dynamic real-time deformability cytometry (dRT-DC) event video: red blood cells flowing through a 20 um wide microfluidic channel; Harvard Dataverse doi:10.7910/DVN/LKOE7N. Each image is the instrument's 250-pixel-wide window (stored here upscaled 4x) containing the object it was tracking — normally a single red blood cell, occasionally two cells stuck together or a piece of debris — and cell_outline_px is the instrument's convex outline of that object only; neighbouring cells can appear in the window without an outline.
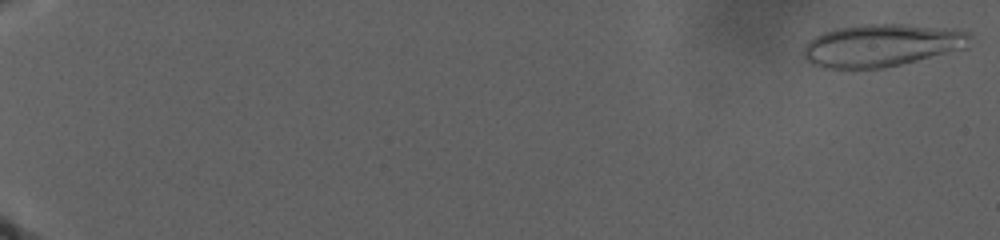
{"species": "human", "species_latin": "Homo sapiens", "temperature_condition": "warm", "stored_images_in_passage": 105, "camera_frame_rate_fps": 3000, "um_per_image_px": 0.085, "donor": {"sex": "male"}, "frame": {"image": 1, "passage_image": 2, "time_ms": 0.333, "image_size_px": [1000, 240], "cell_outline_px": [[972, 36], [968, 48], [884, 68], [828, 68], [812, 64], [804, 60], [800, 52], [804, 44], [808, 40], [824, 32], [836, 28], [864, 24], [904, 24], [956, 28], [968, 32]], "centroid_in_image_um": [74.95, 3.84], "position_along_channel_um": 10.1, "area_um2": 41.85}}
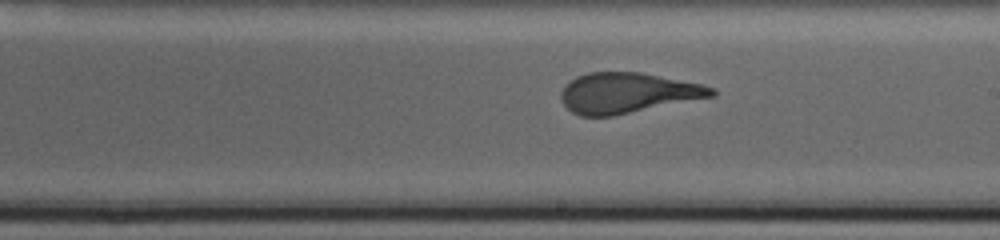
{"frame": {"image": 2, "passage_image": 70, "time_ms": 24.0, "image_size_px": [1000, 240], "cell_outline_px": [[716, 96], [612, 116], [580, 116], [572, 112], [560, 100], [560, 92], [576, 76], [588, 72], [640, 72], [704, 84], [716, 88]], "centroid_in_image_um": [53.38, 7.9], "position_along_channel_um": 235.6, "area_um2": 35.55}}
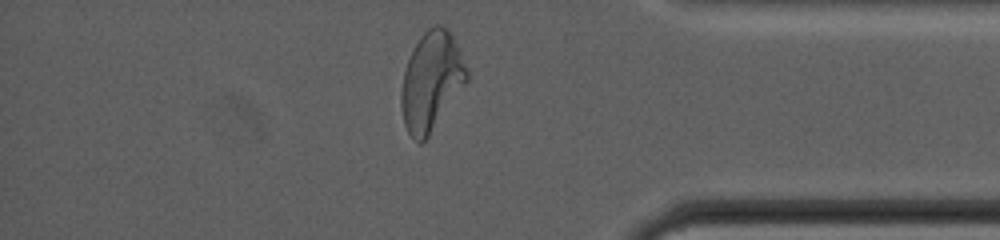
{"frame": {"image": 3, "passage_image": 98, "time_ms": 33.0, "image_size_px": [1000, 240], "cell_outline_px": [[468, 80], [428, 136], [420, 144], [408, 132], [404, 124], [400, 104], [400, 92], [404, 72], [408, 60], [420, 36], [428, 28], [436, 24], [440, 24], [448, 28], [468, 68]], "centroid_in_image_um": [36.66, 6.89], "position_along_channel_um": 398.5, "area_um2": 37.34}}